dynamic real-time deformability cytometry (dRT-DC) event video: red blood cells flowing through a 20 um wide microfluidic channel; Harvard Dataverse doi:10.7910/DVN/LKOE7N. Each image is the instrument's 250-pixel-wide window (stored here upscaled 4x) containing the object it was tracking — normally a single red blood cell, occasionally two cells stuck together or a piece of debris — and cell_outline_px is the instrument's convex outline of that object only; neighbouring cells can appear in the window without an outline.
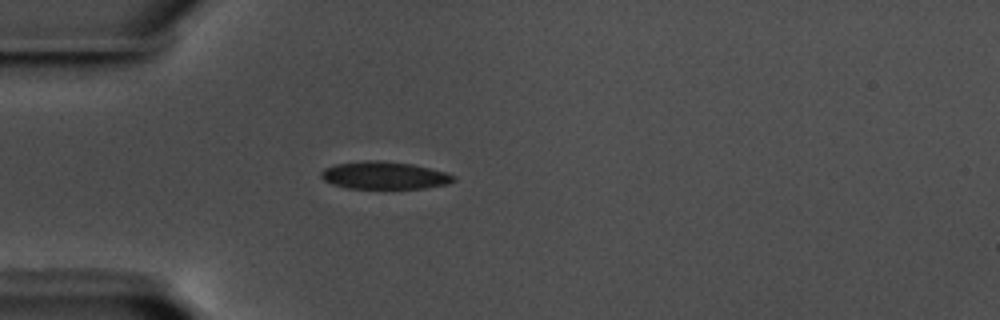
{"species": "common noctule bat (a hibernating species)", "species_latin": "Nyctalus noctula", "temperature_condition": "warm", "stored_images_in_passage": 42, "camera_frame_rate_fps": 3000, "um_per_image_px": 0.085, "animal": {"sex": "male", "body_mass_g": 17.5, "forearm_length_mm": 52.3}, "frame": {"image": 1, "passage_image": 1, "time_ms": 0.0, "image_size_px": [1000, 320], "cell_outline_px": [[456, 180], [448, 184], [424, 188], [348, 188], [332, 184], [324, 180], [320, 176], [320, 172], [324, 168], [336, 164], [368, 160], [380, 160], [412, 164], [448, 172], [456, 176]], "centroid_in_image_um": [32.69, 14.9], "position_along_channel_um": 52.3, "area_um2": 21.33}}
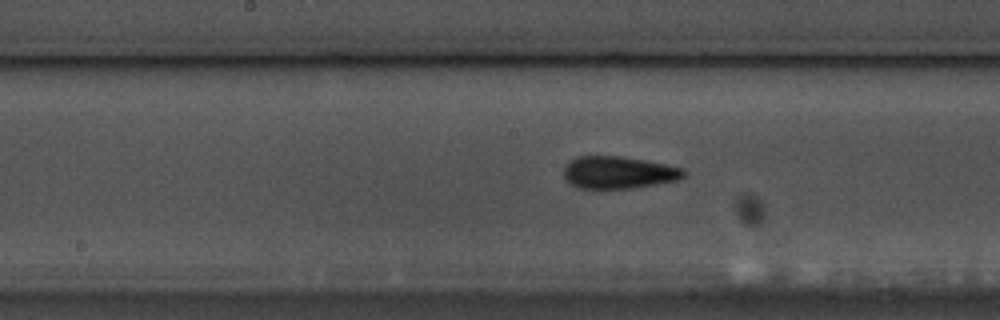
{"frame": {"image": 2, "passage_image": 14, "time_ms": 4.333, "image_size_px": [1000, 320], "cell_outline_px": [[688, 172], [684, 176], [676, 180], [632, 188], [576, 188], [564, 176], [564, 168], [572, 160], [580, 156], [620, 156], [644, 160], [684, 168]], "centroid_in_image_um": [52.6, 14.66], "position_along_channel_um": 195.6, "area_um2": 22.25}}
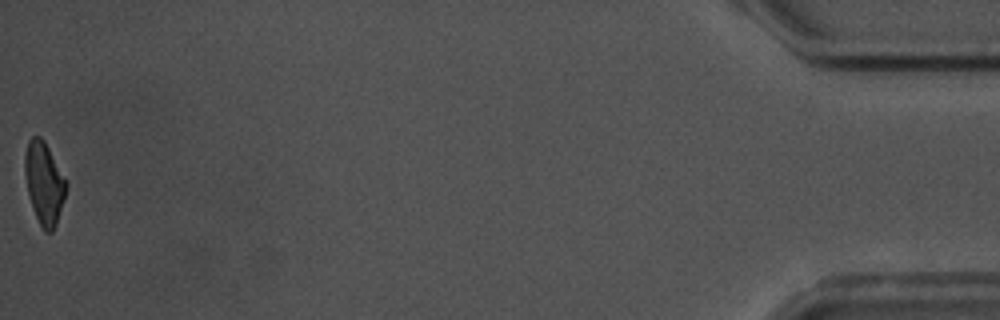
{"frame": {"image": 3, "passage_image": 42, "time_ms": 13.667, "image_size_px": [1000, 320], "cell_outline_px": [[68, 184], [56, 224], [52, 232], [44, 232], [36, 216], [28, 192], [24, 172], [24, 156], [28, 140], [32, 136], [40, 136], [44, 140]], "centroid_in_image_um": [3.74, 15.53], "position_along_channel_um": 431.5, "area_um2": 19.48}, "authors_computed_cell_mechanics": {"area_um2": 21.2415, "velocity_mm_per_s": 3.5609, "shape_relaxation_time_tau1_ms": 5.368, "shape_relaxation_time_tau2_ms": 1.9541, "deformation_change_tau1": 0.1385, "deformation_change_tau2": 0.0895}}